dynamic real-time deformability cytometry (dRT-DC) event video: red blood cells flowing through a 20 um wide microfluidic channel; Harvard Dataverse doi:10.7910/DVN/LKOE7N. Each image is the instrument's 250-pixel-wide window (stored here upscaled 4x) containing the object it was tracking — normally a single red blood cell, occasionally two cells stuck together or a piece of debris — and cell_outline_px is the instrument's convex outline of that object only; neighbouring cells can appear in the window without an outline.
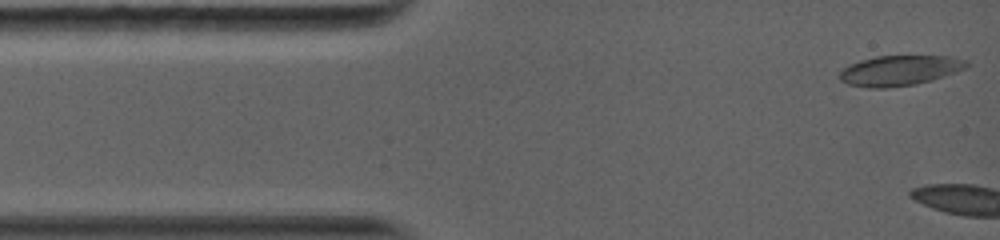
{"species": "common noctule bat (a hibernating species)", "species_latin": "Nyctalus noctula", "temperature_condition": "warm", "stored_images_in_passage": 4, "camera_frame_rate_fps": 5000, "um_per_image_px": 0.085, "animal": {"sex": "female", "body_mass_g": 19.0, "forearm_length_mm": 56.7}, "frame": {"image": 1, "passage_image": 1, "time_ms": 0.0, "image_size_px": [1000, 240], "cell_outline_px": [[968, 64], [964, 68], [956, 72], [932, 80], [916, 84], [888, 88], [868, 88], [848, 84], [840, 80], [840, 72], [848, 64], [860, 60], [876, 56], [952, 56], [968, 60]], "centroid_in_image_um": [76.46, 5.99], "position_along_channel_um": 8.5, "area_um2": 22.43}}